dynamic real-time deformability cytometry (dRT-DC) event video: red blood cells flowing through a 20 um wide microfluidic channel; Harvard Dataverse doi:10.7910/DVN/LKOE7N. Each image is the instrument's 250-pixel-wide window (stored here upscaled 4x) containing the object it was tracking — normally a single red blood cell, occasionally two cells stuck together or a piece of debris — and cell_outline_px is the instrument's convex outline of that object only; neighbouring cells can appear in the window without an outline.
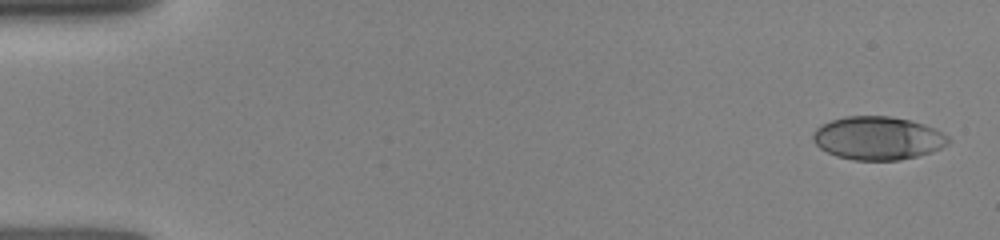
{"species": "human", "species_latin": "Homo sapiens", "temperature_condition": "room temperature", "stored_images_in_passage": 11, "camera_frame_rate_fps": 3000, "um_per_image_px": 0.085, "donor": {"sex": "female"}, "frame": {"image": 1, "passage_image": 1, "time_ms": 0.0, "image_size_px": [1000, 240], "cell_outline_px": [[952, 140], [948, 144], [932, 152], [900, 160], [852, 160], [836, 156], [820, 148], [812, 140], [812, 136], [816, 128], [820, 124], [844, 116], [892, 116], [924, 124], [936, 128], [948, 136]], "centroid_in_image_um": [74.62, 11.74], "position_along_channel_um": 10.4, "area_um2": 34.33}}
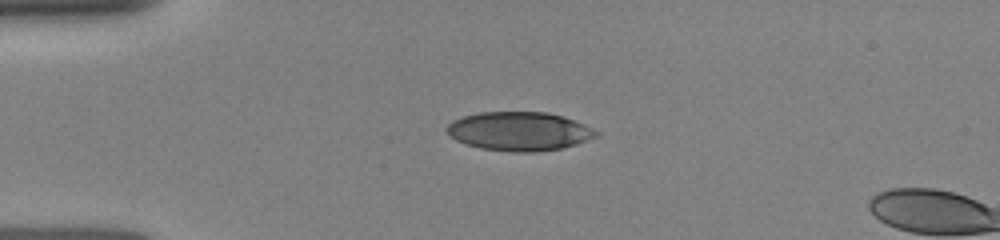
{"frame": {"image": 2, "passage_image": 7, "time_ms": 3.333, "image_size_px": [1000, 240], "cell_outline_px": [[600, 132], [596, 136], [576, 144], [560, 148], [536, 152], [512, 152], [480, 148], [464, 144], [448, 136], [444, 132], [444, 128], [452, 120], [464, 116], [480, 112], [548, 112], [564, 116], [584, 124]], "centroid_in_image_um": [44.08, 11.16], "position_along_channel_um": 40.9, "area_um2": 34.04}}